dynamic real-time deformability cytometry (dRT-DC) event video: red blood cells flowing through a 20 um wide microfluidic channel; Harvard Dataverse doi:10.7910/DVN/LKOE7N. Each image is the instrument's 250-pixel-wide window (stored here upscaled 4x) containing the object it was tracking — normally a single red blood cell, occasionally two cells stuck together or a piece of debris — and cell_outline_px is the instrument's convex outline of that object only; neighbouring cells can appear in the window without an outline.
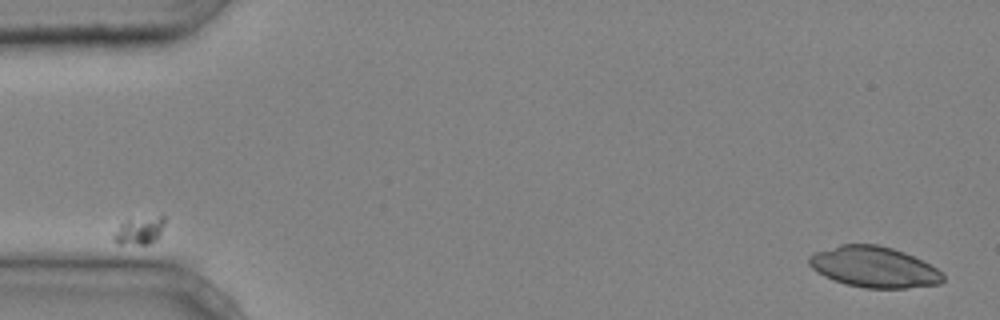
{"species": "common noctule bat (a hibernating species)", "species_latin": "Nyctalus noctula", "temperature_condition": "cold", "stored_images_in_passage": 42, "camera_frame_rate_fps": 3000, "um_per_image_px": 0.085, "animal": {"sex": "male", "body_mass_g": 20.4}, "frame": {"image": 1, "passage_image": 1, "time_ms": 0.0, "image_size_px": [1000, 320], "cell_outline_px": [[944, 280], [940, 284], [904, 288], [864, 288], [844, 284], [832, 280], [824, 276], [812, 268], [808, 264], [808, 256], [816, 252], [840, 244], [876, 244], [892, 248], [904, 252], [936, 268], [944, 276]], "centroid_in_image_um": [74.25, 22.7], "position_along_channel_um": 10.7, "area_um2": 31.79}}